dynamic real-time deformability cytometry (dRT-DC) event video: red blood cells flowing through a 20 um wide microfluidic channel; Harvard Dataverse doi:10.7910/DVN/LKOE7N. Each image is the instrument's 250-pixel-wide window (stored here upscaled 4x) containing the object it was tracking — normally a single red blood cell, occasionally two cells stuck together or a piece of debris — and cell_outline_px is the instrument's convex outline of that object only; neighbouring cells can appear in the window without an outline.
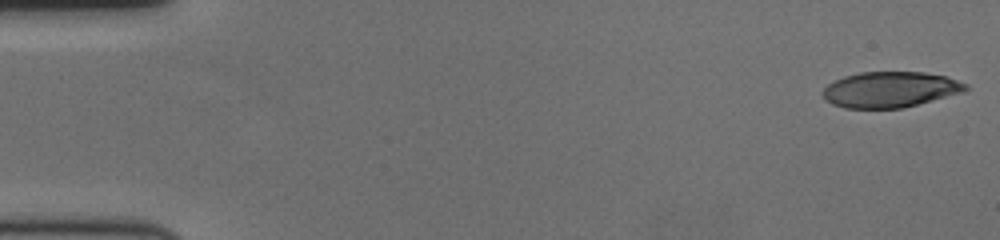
{"species": "human", "species_latin": "Homo sapiens", "temperature_condition": "cold", "stored_images_in_passage": 59, "camera_frame_rate_fps": 3000, "um_per_image_px": 0.085, "donor": {"sex": "female"}, "frame": {"image": 1, "passage_image": 1, "time_ms": 0.0, "image_size_px": [1000, 240], "cell_outline_px": [[968, 88], [964, 92], [900, 108], [844, 108], [832, 104], [824, 100], [824, 88], [828, 84], [844, 76], [860, 72], [924, 72], [944, 76], [968, 84]], "centroid_in_image_um": [75.65, 7.61], "position_along_channel_um": 9.4, "area_um2": 29.48}}
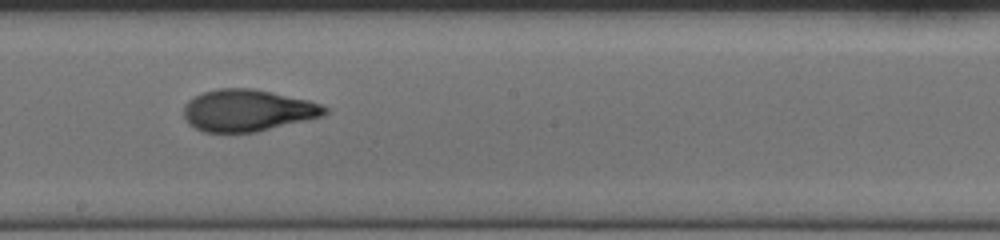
{"frame": {"image": 2, "passage_image": 33, "time_ms": 10.667, "image_size_px": [1000, 240], "cell_outline_px": [[328, 112], [324, 116], [256, 132], [204, 132], [188, 124], [184, 116], [184, 104], [188, 100], [204, 92], [220, 88], [252, 88], [272, 92], [308, 100], [320, 104], [328, 108]], "centroid_in_image_um": [21.05, 9.39], "position_along_channel_um": 227.1, "area_um2": 34.33}}
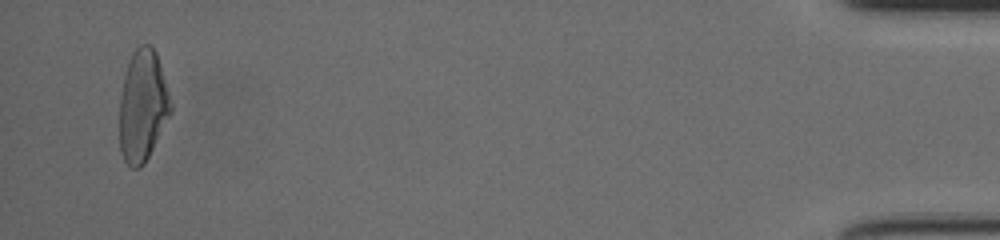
{"frame": {"image": 3, "passage_image": 57, "time_ms": 18.667, "image_size_px": [1000, 240], "cell_outline_px": [[172, 112], [144, 164], [140, 168], [132, 168], [124, 160], [120, 152], [120, 96], [124, 72], [128, 60], [132, 52], [140, 44], [148, 44], [156, 52], [172, 104]], "centroid_in_image_um": [12.12, 8.99], "position_along_channel_um": 423.1, "area_um2": 33.35}, "authors_computed_cell_mechanics": {"area_um2": 33.2928, "velocity_mm_per_s": 3.5183, "shape_relaxation_time_tau1_ms": 6.385, "shape_relaxation_time_tau2_ms": 1.8223, "deformation_change_tau1": 0.2377, "deformation_change_tau2": 0.0885}}